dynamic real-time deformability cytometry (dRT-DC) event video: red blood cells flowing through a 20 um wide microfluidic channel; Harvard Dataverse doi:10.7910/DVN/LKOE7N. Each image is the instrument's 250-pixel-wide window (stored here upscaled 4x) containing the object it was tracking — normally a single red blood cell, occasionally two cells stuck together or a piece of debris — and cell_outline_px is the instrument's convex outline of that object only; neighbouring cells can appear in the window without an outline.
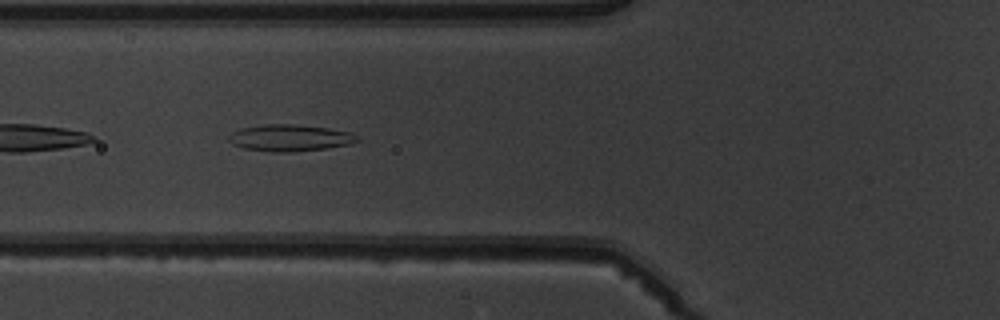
{"species": "common noctule bat (a hibernating species)", "species_latin": "Nyctalus noctula", "temperature_condition": "warm", "stored_images_in_passage": 7, "camera_frame_rate_fps": 3000, "um_per_image_px": 0.085, "animal": {"sex": "male", "body_mass_g": 19.5, "forearm_length_mm": 54.6}, "frame": {"image": 1, "passage_image": 5, "time_ms": 5.667, "image_size_px": [1000, 320], "cell_outline_px": [[360, 140], [348, 144], [328, 148], [288, 152], [272, 152], [244, 148], [232, 144], [228, 140], [228, 136], [232, 132], [240, 128], [264, 124], [292, 124], [328, 128], [348, 132], [356, 136]], "centroid_in_image_um": [24.59, 11.72], "position_along_channel_um": 101.2, "area_um2": 19.83}}
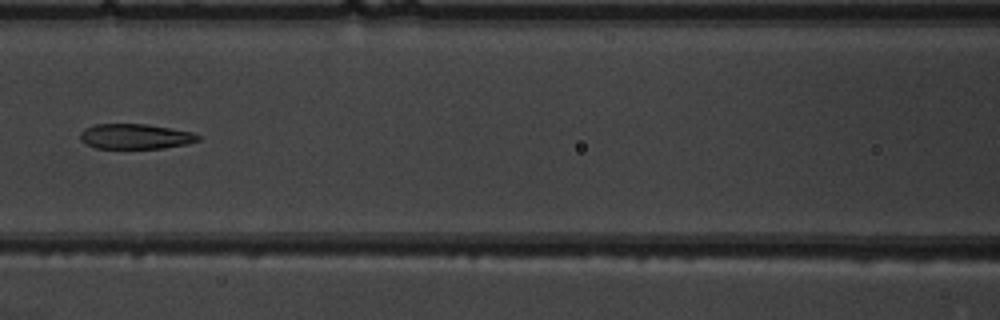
{"frame": {"image": 2, "passage_image": 6, "time_ms": 7.0, "image_size_px": [1000, 320], "cell_outline_px": [[200, 140], [188, 144], [160, 148], [96, 148], [84, 144], [80, 140], [80, 132], [84, 128], [92, 124], [144, 124], [192, 132], [200, 136]], "centroid_in_image_um": [11.45, 11.6], "position_along_channel_um": 155.1, "area_um2": 17.28}}
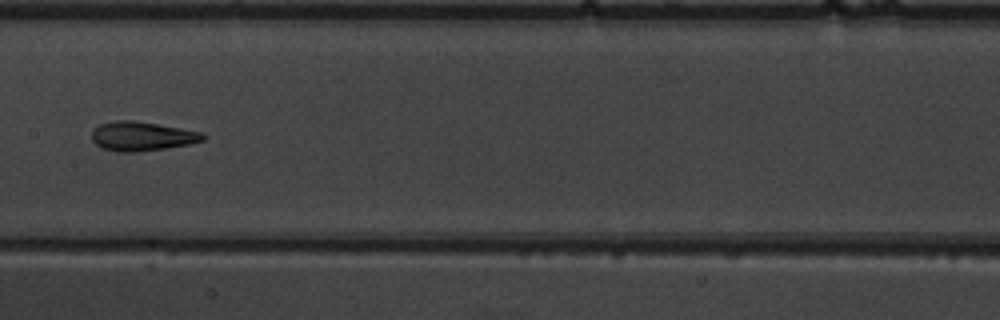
{"frame": {"image": 3, "passage_image": 7, "time_ms": 8.0, "image_size_px": [1000, 320], "cell_outline_px": [[208, 136], [204, 140], [188, 144], [164, 148], [136, 152], [116, 152], [104, 148], [96, 144], [92, 140], [92, 132], [100, 124], [112, 120], [132, 120], [204, 132]], "centroid_in_image_um": [12.08, 11.57], "position_along_channel_um": 195.3, "area_um2": 18.84}}